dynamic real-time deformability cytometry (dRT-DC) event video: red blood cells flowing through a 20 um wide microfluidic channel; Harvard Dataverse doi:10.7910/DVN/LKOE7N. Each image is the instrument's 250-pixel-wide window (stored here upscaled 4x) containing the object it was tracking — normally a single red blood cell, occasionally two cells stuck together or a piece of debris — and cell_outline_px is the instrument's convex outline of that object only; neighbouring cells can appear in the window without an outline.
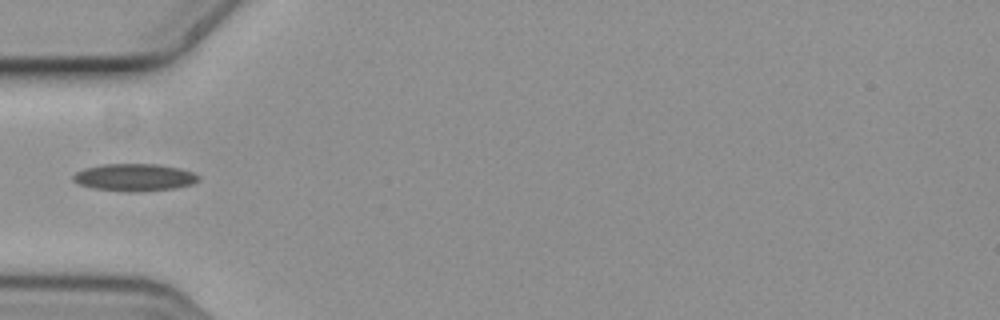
{"species": "common noctule bat (a hibernating species)", "species_latin": "Nyctalus noctula", "temperature_condition": "cold", "stored_images_in_passage": 5, "camera_frame_rate_fps": 3000, "um_per_image_px": 0.085, "animal": {"sex": "female", "body_mass_g": 19.3, "forearm_length_mm": 54.1}, "frame": {"image": 1, "passage_image": 5, "time_ms": 1.333, "image_size_px": [1000, 320], "cell_outline_px": [[200, 180], [192, 184], [176, 188], [136, 192], [128, 192], [92, 188], [80, 184], [72, 180], [72, 176], [76, 172], [84, 168], [104, 164], [156, 164], [180, 168], [192, 172], [200, 176]], "centroid_in_image_um": [11.44, 15.08], "position_along_channel_um": 73.6, "area_um2": 20.06}}